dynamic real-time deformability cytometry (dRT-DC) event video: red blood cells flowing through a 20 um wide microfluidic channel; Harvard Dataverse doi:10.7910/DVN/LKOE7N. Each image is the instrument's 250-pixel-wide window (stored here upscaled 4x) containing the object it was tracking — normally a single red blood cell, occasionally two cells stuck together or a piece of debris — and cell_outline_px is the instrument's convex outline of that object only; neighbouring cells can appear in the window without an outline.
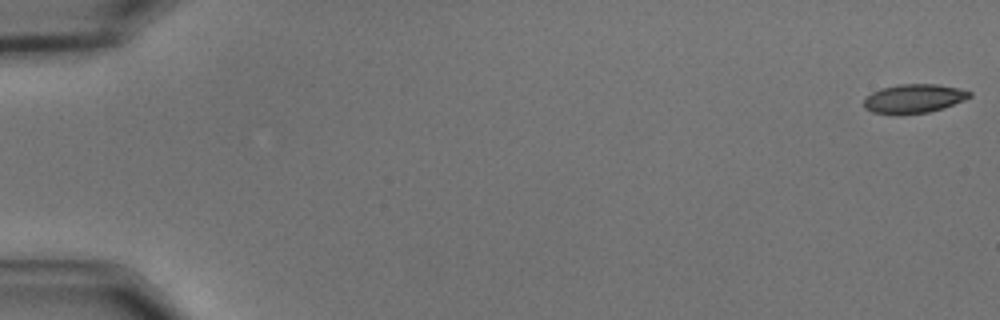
{"species": "common noctule bat (a hibernating species)", "species_latin": "Nyctalus noctula", "temperature_condition": "cold", "stored_images_in_passage": 57, "camera_frame_rate_fps": 3000, "um_per_image_px": 0.085, "animal": {"sex": "male", "body_mass_g": 15.6}, "frame": {"image": 1, "passage_image": 1, "time_ms": 0.0, "image_size_px": [1000, 320], "cell_outline_px": [[972, 96], [964, 100], [944, 108], [928, 112], [900, 116], [896, 116], [872, 112], [864, 108], [864, 100], [872, 92], [880, 88], [900, 84], [936, 84], [960, 88], [972, 92]], "centroid_in_image_um": [77.67, 8.4], "position_along_channel_um": 7.3, "area_um2": 18.21}}
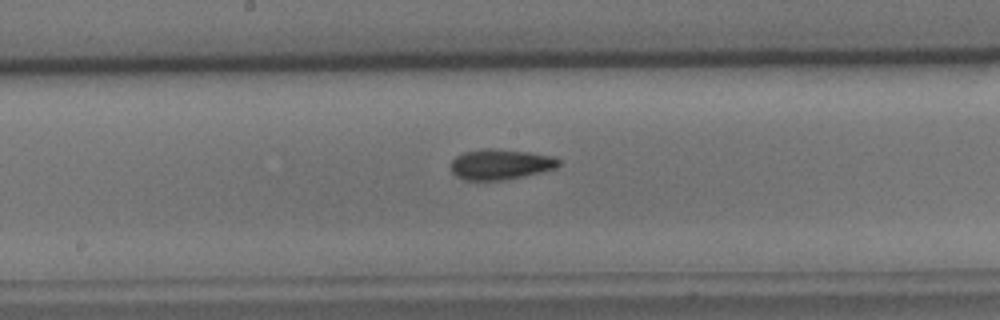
{"frame": {"image": 2, "passage_image": 31, "time_ms": 10.0, "image_size_px": [1000, 320], "cell_outline_px": [[560, 164], [556, 168], [524, 176], [504, 180], [464, 180], [456, 176], [452, 172], [452, 160], [456, 156], [464, 152], [480, 148], [492, 148], [528, 152], [552, 156], [560, 160]], "centroid_in_image_um": [42.53, 13.96], "position_along_channel_um": 205.7, "area_um2": 19.13}}
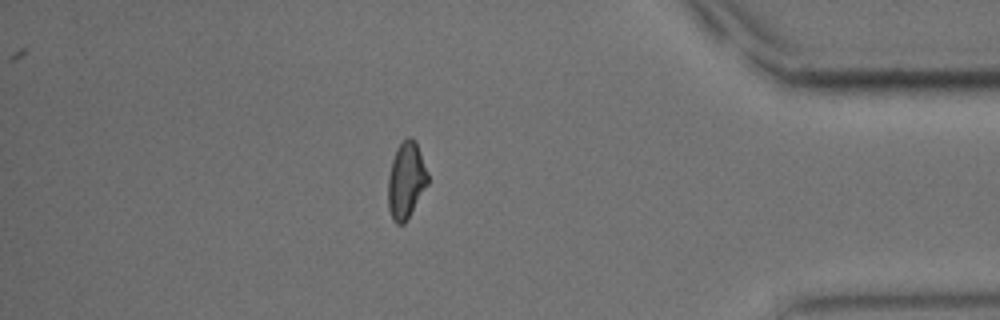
{"frame": {"image": 3, "passage_image": 50, "time_ms": 16.333, "image_size_px": [1000, 320], "cell_outline_px": [[428, 184], [404, 224], [396, 224], [392, 220], [388, 208], [388, 176], [392, 160], [396, 148], [408, 136], [412, 136], [416, 140], [428, 172]], "centroid_in_image_um": [34.52, 15.31], "position_along_channel_um": 400.7, "area_um2": 17.86}, "authors_computed_cell_mechanics": {"area_um2": 18.4382, "velocity_mm_per_s": 3.5688, "shape_relaxation_time_tau1_ms": 4.1387, "shape_relaxation_time_tau2_ms": 4.6743, "deformation_change_tau1": 0.1301, "deformation_change_tau2": 0.091}}